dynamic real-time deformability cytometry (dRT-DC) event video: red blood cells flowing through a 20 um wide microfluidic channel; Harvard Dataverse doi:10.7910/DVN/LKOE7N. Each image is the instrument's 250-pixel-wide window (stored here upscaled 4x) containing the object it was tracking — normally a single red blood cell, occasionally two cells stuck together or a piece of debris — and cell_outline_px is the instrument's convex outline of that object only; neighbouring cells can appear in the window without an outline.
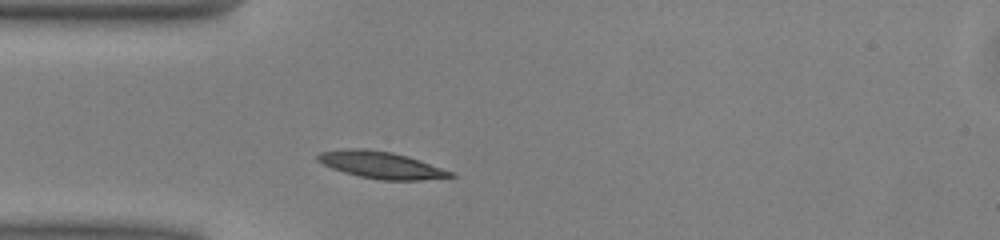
{"species": "common noctule bat (a hibernating species)", "species_latin": "Nyctalus noctula", "temperature_condition": "warm", "stored_images_in_passage": 37, "camera_frame_rate_fps": 3000, "um_per_image_px": 0.085, "animal": {"sex": "male", "body_mass_g": 13.0, "forearm_length_mm": 53.1}, "frame": {"image": 1, "passage_image": 1, "time_ms": 0.0, "image_size_px": [1000, 240], "cell_outline_px": [[456, 176], [420, 180], [380, 180], [360, 176], [344, 172], [332, 168], [316, 160], [316, 156], [320, 152], [344, 148], [368, 148], [392, 152], [408, 156], [456, 172]], "centroid_in_image_um": [32.42, 14.01], "position_along_channel_um": 52.6, "area_um2": 21.04}}
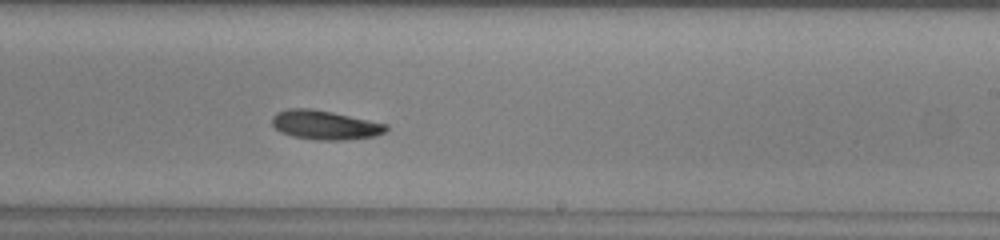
{"frame": {"image": 2, "passage_image": 17, "time_ms": 5.333, "image_size_px": [1000, 240], "cell_outline_px": [[388, 128], [384, 132], [376, 136], [344, 140], [316, 140], [292, 136], [280, 132], [272, 124], [272, 116], [276, 112], [288, 108], [312, 108], [332, 112], [388, 124]], "centroid_in_image_um": [27.6, 10.62], "position_along_channel_um": 261.4, "area_um2": 19.48}}
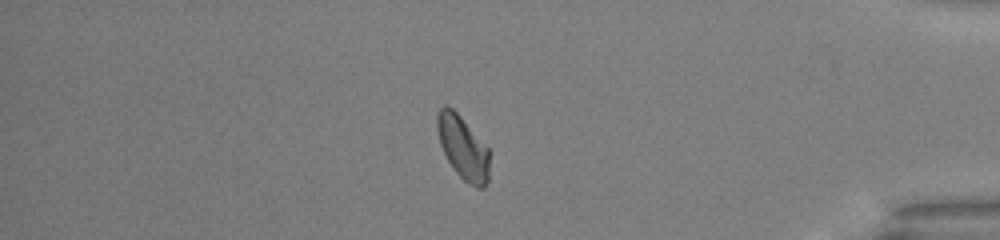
{"frame": {"image": 3, "passage_image": 30, "time_ms": 9.667, "image_size_px": [1000, 240], "cell_outline_px": [[488, 180], [484, 188], [476, 188], [464, 180], [456, 172], [448, 160], [440, 144], [436, 128], [436, 116], [440, 108], [444, 104], [452, 108], [460, 116], [488, 148]], "centroid_in_image_um": [39.32, 12.54], "position_along_channel_um": 395.9, "area_um2": 19.02}, "authors_computed_cell_mechanics": {"area_um2": 19.4786, "velocity_mm_per_s": 4.0282, "shape_relaxation_time_tau1_ms": 2.6299, "shape_relaxation_time_tau2_ms": null, "deformation_change_tau1": 0.1028, "deformation_change_tau2": null}}